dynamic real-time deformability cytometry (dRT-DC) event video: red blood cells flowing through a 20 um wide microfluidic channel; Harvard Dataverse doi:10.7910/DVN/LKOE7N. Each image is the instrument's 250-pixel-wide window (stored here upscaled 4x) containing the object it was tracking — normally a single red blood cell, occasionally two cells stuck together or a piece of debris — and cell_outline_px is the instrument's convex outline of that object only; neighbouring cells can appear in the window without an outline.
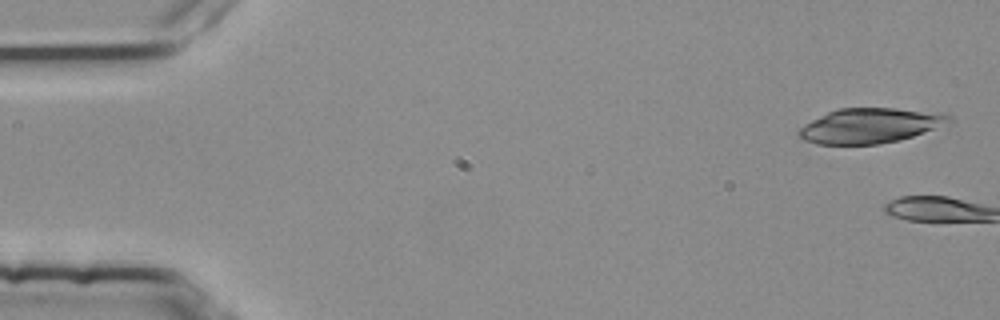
{"species": "common noctule bat (a hibernating species)", "species_latin": "Nyctalus noctula", "temperature_condition": "room temperature", "stored_images_in_passage": 5, "camera_frame_rate_fps": 3000, "um_per_image_px": 0.085, "animal": {"sex": "female", "body_mass_g": 25.1}, "frame": {"image": 1, "passage_image": 1, "time_ms": 0.0, "image_size_px": [1000, 320], "cell_outline_px": [[952, 120], [912, 136], [900, 140], [880, 144], [816, 144], [804, 140], [796, 136], [796, 132], [804, 124], [828, 112], [840, 108], [896, 108], [940, 112], [952, 116]], "centroid_in_image_um": [73.89, 10.68], "position_along_channel_um": 11.1, "area_um2": 30.4}}